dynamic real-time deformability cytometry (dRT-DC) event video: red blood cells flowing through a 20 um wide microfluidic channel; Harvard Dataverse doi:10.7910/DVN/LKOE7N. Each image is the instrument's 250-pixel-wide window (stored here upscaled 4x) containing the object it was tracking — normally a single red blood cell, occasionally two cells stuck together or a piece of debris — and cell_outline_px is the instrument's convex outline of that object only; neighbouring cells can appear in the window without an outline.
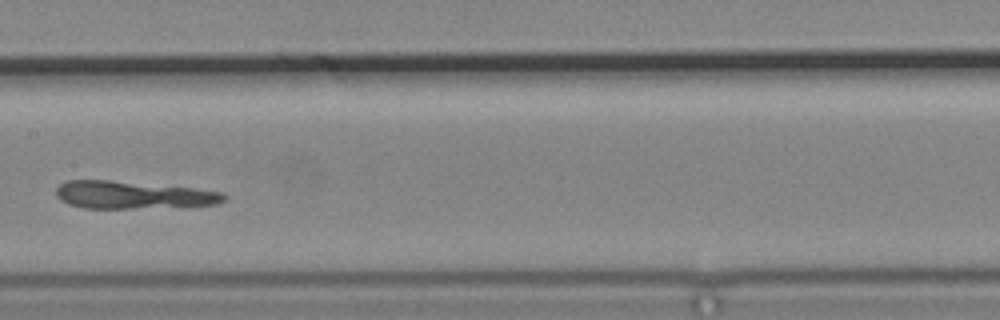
{"species": "common noctule bat (a hibernating species)", "species_latin": "Nyctalus noctula", "temperature_condition": "cold", "stored_images_in_passage": 9, "camera_frame_rate_fps": 3000, "um_per_image_px": 0.085, "animal": {"sex": "male", "body_mass_g": 19.2, "forearm_length_mm": 51.8}, "frame": {"image": 1, "passage_image": 6, "time_ms": 6.0, "image_size_px": [1000, 320], "cell_outline_px": [[228, 196], [224, 200], [216, 204], [132, 208], [84, 208], [68, 204], [60, 200], [56, 196], [56, 188], [60, 184], [68, 180], [108, 180], [192, 188], [220, 192]], "centroid_in_image_um": [11.21, 16.57], "position_along_channel_um": 196.2, "area_um2": 26.53}}
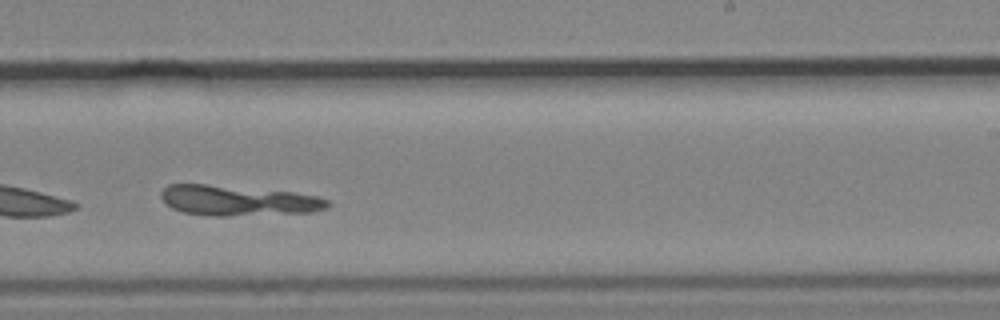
{"frame": {"image": 2, "passage_image": 8, "time_ms": 8.0, "image_size_px": [1000, 320], "cell_outline_px": [[328, 208], [312, 212], [224, 216], [216, 216], [184, 212], [172, 208], [160, 196], [160, 192], [168, 184], [208, 184], [292, 192], [316, 196], [328, 200]], "centroid_in_image_um": [20.22, 17.04], "position_along_channel_um": 268.8, "area_um2": 29.07}}
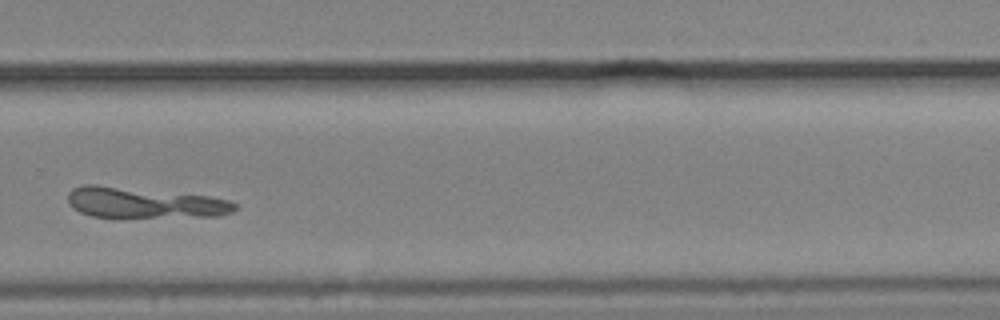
{"frame": {"image": 3, "passage_image": 9, "time_ms": 9.333, "image_size_px": [1000, 320], "cell_outline_px": [[236, 208], [232, 212], [220, 216], [92, 216], [80, 212], [72, 208], [68, 200], [68, 192], [72, 188], [84, 184], [96, 184], [212, 196], [228, 200], [236, 204]], "centroid_in_image_um": [12.25, 17.21], "position_along_channel_um": 317.6, "area_um2": 29.59}}